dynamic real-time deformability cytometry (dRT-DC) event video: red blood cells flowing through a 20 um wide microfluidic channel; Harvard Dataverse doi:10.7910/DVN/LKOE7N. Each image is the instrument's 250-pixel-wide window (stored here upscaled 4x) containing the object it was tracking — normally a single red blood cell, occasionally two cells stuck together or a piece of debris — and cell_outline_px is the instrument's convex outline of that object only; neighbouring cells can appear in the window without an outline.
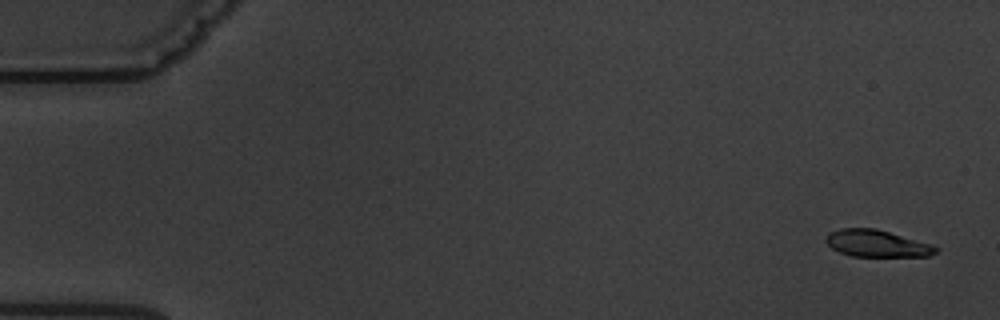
{"species": "common noctule bat (a hibernating species)", "species_latin": "Nyctalus noctula", "temperature_condition": "warm", "stored_images_in_passage": 5, "camera_frame_rate_fps": 3000, "um_per_image_px": 0.085, "animal": {"sex": "male", "body_mass_g": 19.5, "forearm_length_mm": 54.6}, "frame": {"image": 1, "passage_image": 1, "time_ms": 0.0, "image_size_px": [1000, 320], "cell_outline_px": [[940, 248], [936, 252], [928, 256], [852, 256], [840, 252], [832, 248], [824, 240], [828, 232], [840, 228], [876, 228], [932, 244]], "centroid_in_image_um": [74.52, 20.68], "position_along_channel_um": 10.5, "area_um2": 17.28}}
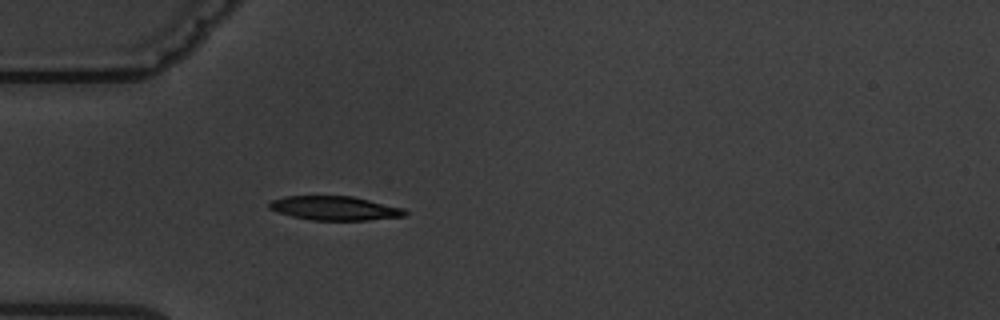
{"frame": {"image": 2, "passage_image": 5, "time_ms": 5.0, "image_size_px": [1000, 320], "cell_outline_px": [[408, 216], [368, 220], [312, 220], [292, 216], [268, 208], [268, 204], [272, 200], [284, 196], [352, 196], [404, 208], [408, 212]], "centroid_in_image_um": [28.49, 17.7], "position_along_channel_um": 56.5, "area_um2": 19.02}}